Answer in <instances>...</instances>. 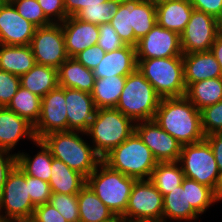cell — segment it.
Masks as SVG:
<instances>
[{"instance_id": "cell-20", "label": "cell", "mask_w": 222, "mask_h": 222, "mask_svg": "<svg viewBox=\"0 0 222 222\" xmlns=\"http://www.w3.org/2000/svg\"><path fill=\"white\" fill-rule=\"evenodd\" d=\"M137 65L136 47L125 45L118 50L106 52L93 73L95 78L127 76L137 69Z\"/></svg>"}, {"instance_id": "cell-48", "label": "cell", "mask_w": 222, "mask_h": 222, "mask_svg": "<svg viewBox=\"0 0 222 222\" xmlns=\"http://www.w3.org/2000/svg\"><path fill=\"white\" fill-rule=\"evenodd\" d=\"M108 0H64V7L67 16H75L85 7L102 6L103 2Z\"/></svg>"}, {"instance_id": "cell-6", "label": "cell", "mask_w": 222, "mask_h": 222, "mask_svg": "<svg viewBox=\"0 0 222 222\" xmlns=\"http://www.w3.org/2000/svg\"><path fill=\"white\" fill-rule=\"evenodd\" d=\"M161 97L137 68L126 76L125 86L116 106L135 123L154 119Z\"/></svg>"}, {"instance_id": "cell-40", "label": "cell", "mask_w": 222, "mask_h": 222, "mask_svg": "<svg viewBox=\"0 0 222 222\" xmlns=\"http://www.w3.org/2000/svg\"><path fill=\"white\" fill-rule=\"evenodd\" d=\"M201 112V127L204 136L222 132V100L204 107Z\"/></svg>"}, {"instance_id": "cell-58", "label": "cell", "mask_w": 222, "mask_h": 222, "mask_svg": "<svg viewBox=\"0 0 222 222\" xmlns=\"http://www.w3.org/2000/svg\"><path fill=\"white\" fill-rule=\"evenodd\" d=\"M6 2V0H0V7Z\"/></svg>"}, {"instance_id": "cell-41", "label": "cell", "mask_w": 222, "mask_h": 222, "mask_svg": "<svg viewBox=\"0 0 222 222\" xmlns=\"http://www.w3.org/2000/svg\"><path fill=\"white\" fill-rule=\"evenodd\" d=\"M26 183H28L31 201L35 206L49 203L52 194L49 182L26 175Z\"/></svg>"}, {"instance_id": "cell-47", "label": "cell", "mask_w": 222, "mask_h": 222, "mask_svg": "<svg viewBox=\"0 0 222 222\" xmlns=\"http://www.w3.org/2000/svg\"><path fill=\"white\" fill-rule=\"evenodd\" d=\"M16 165V152L10 154L9 151L0 149V194L4 188L9 173Z\"/></svg>"}, {"instance_id": "cell-12", "label": "cell", "mask_w": 222, "mask_h": 222, "mask_svg": "<svg viewBox=\"0 0 222 222\" xmlns=\"http://www.w3.org/2000/svg\"><path fill=\"white\" fill-rule=\"evenodd\" d=\"M219 33L214 16L193 9L185 30L180 35L183 54L209 51Z\"/></svg>"}, {"instance_id": "cell-25", "label": "cell", "mask_w": 222, "mask_h": 222, "mask_svg": "<svg viewBox=\"0 0 222 222\" xmlns=\"http://www.w3.org/2000/svg\"><path fill=\"white\" fill-rule=\"evenodd\" d=\"M36 64L30 45L0 44V69L13 75L26 74Z\"/></svg>"}, {"instance_id": "cell-15", "label": "cell", "mask_w": 222, "mask_h": 222, "mask_svg": "<svg viewBox=\"0 0 222 222\" xmlns=\"http://www.w3.org/2000/svg\"><path fill=\"white\" fill-rule=\"evenodd\" d=\"M136 54L137 59L183 56L180 35L156 23L154 27L138 41Z\"/></svg>"}, {"instance_id": "cell-56", "label": "cell", "mask_w": 222, "mask_h": 222, "mask_svg": "<svg viewBox=\"0 0 222 222\" xmlns=\"http://www.w3.org/2000/svg\"><path fill=\"white\" fill-rule=\"evenodd\" d=\"M216 19H217L219 30H220V32H222V9H221L219 16Z\"/></svg>"}, {"instance_id": "cell-3", "label": "cell", "mask_w": 222, "mask_h": 222, "mask_svg": "<svg viewBox=\"0 0 222 222\" xmlns=\"http://www.w3.org/2000/svg\"><path fill=\"white\" fill-rule=\"evenodd\" d=\"M110 168L137 180L149 179L158 161L134 131L102 158Z\"/></svg>"}, {"instance_id": "cell-21", "label": "cell", "mask_w": 222, "mask_h": 222, "mask_svg": "<svg viewBox=\"0 0 222 222\" xmlns=\"http://www.w3.org/2000/svg\"><path fill=\"white\" fill-rule=\"evenodd\" d=\"M182 57L186 88L191 83L222 77L221 67L211 50L183 54Z\"/></svg>"}, {"instance_id": "cell-42", "label": "cell", "mask_w": 222, "mask_h": 222, "mask_svg": "<svg viewBox=\"0 0 222 222\" xmlns=\"http://www.w3.org/2000/svg\"><path fill=\"white\" fill-rule=\"evenodd\" d=\"M20 77L0 69V107H6L20 87Z\"/></svg>"}, {"instance_id": "cell-5", "label": "cell", "mask_w": 222, "mask_h": 222, "mask_svg": "<svg viewBox=\"0 0 222 222\" xmlns=\"http://www.w3.org/2000/svg\"><path fill=\"white\" fill-rule=\"evenodd\" d=\"M136 180L110 168L101 161L86 178V184L115 215L122 216L128 206Z\"/></svg>"}, {"instance_id": "cell-19", "label": "cell", "mask_w": 222, "mask_h": 222, "mask_svg": "<svg viewBox=\"0 0 222 222\" xmlns=\"http://www.w3.org/2000/svg\"><path fill=\"white\" fill-rule=\"evenodd\" d=\"M25 137L32 142L37 140L33 125L9 108L0 107V149L12 153L20 139Z\"/></svg>"}, {"instance_id": "cell-10", "label": "cell", "mask_w": 222, "mask_h": 222, "mask_svg": "<svg viewBox=\"0 0 222 222\" xmlns=\"http://www.w3.org/2000/svg\"><path fill=\"white\" fill-rule=\"evenodd\" d=\"M163 195L149 179L136 180L122 217L127 222L162 220Z\"/></svg>"}, {"instance_id": "cell-32", "label": "cell", "mask_w": 222, "mask_h": 222, "mask_svg": "<svg viewBox=\"0 0 222 222\" xmlns=\"http://www.w3.org/2000/svg\"><path fill=\"white\" fill-rule=\"evenodd\" d=\"M185 97L198 109L216 104L222 100V77L191 83Z\"/></svg>"}, {"instance_id": "cell-1", "label": "cell", "mask_w": 222, "mask_h": 222, "mask_svg": "<svg viewBox=\"0 0 222 222\" xmlns=\"http://www.w3.org/2000/svg\"><path fill=\"white\" fill-rule=\"evenodd\" d=\"M154 120L182 145L205 139L201 112L185 96L161 98Z\"/></svg>"}, {"instance_id": "cell-11", "label": "cell", "mask_w": 222, "mask_h": 222, "mask_svg": "<svg viewBox=\"0 0 222 222\" xmlns=\"http://www.w3.org/2000/svg\"><path fill=\"white\" fill-rule=\"evenodd\" d=\"M36 64L58 69L69 56L60 23L38 27L30 43Z\"/></svg>"}, {"instance_id": "cell-18", "label": "cell", "mask_w": 222, "mask_h": 222, "mask_svg": "<svg viewBox=\"0 0 222 222\" xmlns=\"http://www.w3.org/2000/svg\"><path fill=\"white\" fill-rule=\"evenodd\" d=\"M60 24L69 57H75L86 48L97 44L99 37L98 25L81 21L75 16L67 17Z\"/></svg>"}, {"instance_id": "cell-24", "label": "cell", "mask_w": 222, "mask_h": 222, "mask_svg": "<svg viewBox=\"0 0 222 222\" xmlns=\"http://www.w3.org/2000/svg\"><path fill=\"white\" fill-rule=\"evenodd\" d=\"M199 214L192 208L188 202L187 196V178H184L182 184L163 197L162 220L167 219L176 221H192L198 219Z\"/></svg>"}, {"instance_id": "cell-38", "label": "cell", "mask_w": 222, "mask_h": 222, "mask_svg": "<svg viewBox=\"0 0 222 222\" xmlns=\"http://www.w3.org/2000/svg\"><path fill=\"white\" fill-rule=\"evenodd\" d=\"M17 12L37 28L50 25L52 22L45 16L37 0H9Z\"/></svg>"}, {"instance_id": "cell-53", "label": "cell", "mask_w": 222, "mask_h": 222, "mask_svg": "<svg viewBox=\"0 0 222 222\" xmlns=\"http://www.w3.org/2000/svg\"><path fill=\"white\" fill-rule=\"evenodd\" d=\"M6 222H36L33 216L30 217H19V218H9Z\"/></svg>"}, {"instance_id": "cell-39", "label": "cell", "mask_w": 222, "mask_h": 222, "mask_svg": "<svg viewBox=\"0 0 222 222\" xmlns=\"http://www.w3.org/2000/svg\"><path fill=\"white\" fill-rule=\"evenodd\" d=\"M49 203L55 207L68 222H79L77 194L52 193Z\"/></svg>"}, {"instance_id": "cell-9", "label": "cell", "mask_w": 222, "mask_h": 222, "mask_svg": "<svg viewBox=\"0 0 222 222\" xmlns=\"http://www.w3.org/2000/svg\"><path fill=\"white\" fill-rule=\"evenodd\" d=\"M35 207L29 195L26 174L16 165L9 173L0 194V218L30 217L33 216Z\"/></svg>"}, {"instance_id": "cell-28", "label": "cell", "mask_w": 222, "mask_h": 222, "mask_svg": "<svg viewBox=\"0 0 222 222\" xmlns=\"http://www.w3.org/2000/svg\"><path fill=\"white\" fill-rule=\"evenodd\" d=\"M20 85L42 98L58 86L57 69L35 64L26 74L20 76Z\"/></svg>"}, {"instance_id": "cell-51", "label": "cell", "mask_w": 222, "mask_h": 222, "mask_svg": "<svg viewBox=\"0 0 222 222\" xmlns=\"http://www.w3.org/2000/svg\"><path fill=\"white\" fill-rule=\"evenodd\" d=\"M210 50L214 54L215 59L218 61L222 70V32L216 36Z\"/></svg>"}, {"instance_id": "cell-26", "label": "cell", "mask_w": 222, "mask_h": 222, "mask_svg": "<svg viewBox=\"0 0 222 222\" xmlns=\"http://www.w3.org/2000/svg\"><path fill=\"white\" fill-rule=\"evenodd\" d=\"M33 144L41 150L33 158L28 153L18 151L17 165L26 175L49 182L53 158L51 151L42 140H36Z\"/></svg>"}, {"instance_id": "cell-8", "label": "cell", "mask_w": 222, "mask_h": 222, "mask_svg": "<svg viewBox=\"0 0 222 222\" xmlns=\"http://www.w3.org/2000/svg\"><path fill=\"white\" fill-rule=\"evenodd\" d=\"M177 162L185 178L195 180L214 190L220 170L212 148L205 139L198 143L182 145Z\"/></svg>"}, {"instance_id": "cell-36", "label": "cell", "mask_w": 222, "mask_h": 222, "mask_svg": "<svg viewBox=\"0 0 222 222\" xmlns=\"http://www.w3.org/2000/svg\"><path fill=\"white\" fill-rule=\"evenodd\" d=\"M187 196L188 202L192 208L200 214L216 203L214 190L206 185L200 184L195 180L187 178Z\"/></svg>"}, {"instance_id": "cell-27", "label": "cell", "mask_w": 222, "mask_h": 222, "mask_svg": "<svg viewBox=\"0 0 222 222\" xmlns=\"http://www.w3.org/2000/svg\"><path fill=\"white\" fill-rule=\"evenodd\" d=\"M49 184L52 193L78 194L86 185V178L53 157Z\"/></svg>"}, {"instance_id": "cell-14", "label": "cell", "mask_w": 222, "mask_h": 222, "mask_svg": "<svg viewBox=\"0 0 222 222\" xmlns=\"http://www.w3.org/2000/svg\"><path fill=\"white\" fill-rule=\"evenodd\" d=\"M135 132L158 162H177L182 144L164 131L154 119L135 123Z\"/></svg>"}, {"instance_id": "cell-46", "label": "cell", "mask_w": 222, "mask_h": 222, "mask_svg": "<svg viewBox=\"0 0 222 222\" xmlns=\"http://www.w3.org/2000/svg\"><path fill=\"white\" fill-rule=\"evenodd\" d=\"M33 217L36 222H68L50 203L36 206Z\"/></svg>"}, {"instance_id": "cell-59", "label": "cell", "mask_w": 222, "mask_h": 222, "mask_svg": "<svg viewBox=\"0 0 222 222\" xmlns=\"http://www.w3.org/2000/svg\"><path fill=\"white\" fill-rule=\"evenodd\" d=\"M0 222H6V219L0 218Z\"/></svg>"}, {"instance_id": "cell-16", "label": "cell", "mask_w": 222, "mask_h": 222, "mask_svg": "<svg viewBox=\"0 0 222 222\" xmlns=\"http://www.w3.org/2000/svg\"><path fill=\"white\" fill-rule=\"evenodd\" d=\"M36 28L9 0L0 7V44L30 45Z\"/></svg>"}, {"instance_id": "cell-23", "label": "cell", "mask_w": 222, "mask_h": 222, "mask_svg": "<svg viewBox=\"0 0 222 222\" xmlns=\"http://www.w3.org/2000/svg\"><path fill=\"white\" fill-rule=\"evenodd\" d=\"M193 9L189 0H174L160 4L156 6L157 24L181 35Z\"/></svg>"}, {"instance_id": "cell-35", "label": "cell", "mask_w": 222, "mask_h": 222, "mask_svg": "<svg viewBox=\"0 0 222 222\" xmlns=\"http://www.w3.org/2000/svg\"><path fill=\"white\" fill-rule=\"evenodd\" d=\"M121 0H108L102 6L85 7L75 17L81 21L95 25L110 23L111 18L117 13Z\"/></svg>"}, {"instance_id": "cell-45", "label": "cell", "mask_w": 222, "mask_h": 222, "mask_svg": "<svg viewBox=\"0 0 222 222\" xmlns=\"http://www.w3.org/2000/svg\"><path fill=\"white\" fill-rule=\"evenodd\" d=\"M106 52L99 46L93 45L75 56L76 60L86 68L93 70L103 59Z\"/></svg>"}, {"instance_id": "cell-34", "label": "cell", "mask_w": 222, "mask_h": 222, "mask_svg": "<svg viewBox=\"0 0 222 222\" xmlns=\"http://www.w3.org/2000/svg\"><path fill=\"white\" fill-rule=\"evenodd\" d=\"M41 100V97L20 86L6 107L34 126L40 116Z\"/></svg>"}, {"instance_id": "cell-50", "label": "cell", "mask_w": 222, "mask_h": 222, "mask_svg": "<svg viewBox=\"0 0 222 222\" xmlns=\"http://www.w3.org/2000/svg\"><path fill=\"white\" fill-rule=\"evenodd\" d=\"M214 153L218 168L222 172V132L212 133L205 136Z\"/></svg>"}, {"instance_id": "cell-30", "label": "cell", "mask_w": 222, "mask_h": 222, "mask_svg": "<svg viewBox=\"0 0 222 222\" xmlns=\"http://www.w3.org/2000/svg\"><path fill=\"white\" fill-rule=\"evenodd\" d=\"M125 82L126 76L96 78L91 93L95 107L97 109L116 108Z\"/></svg>"}, {"instance_id": "cell-22", "label": "cell", "mask_w": 222, "mask_h": 222, "mask_svg": "<svg viewBox=\"0 0 222 222\" xmlns=\"http://www.w3.org/2000/svg\"><path fill=\"white\" fill-rule=\"evenodd\" d=\"M58 85L92 93L95 76L93 70L79 63L75 57H69L57 69Z\"/></svg>"}, {"instance_id": "cell-31", "label": "cell", "mask_w": 222, "mask_h": 222, "mask_svg": "<svg viewBox=\"0 0 222 222\" xmlns=\"http://www.w3.org/2000/svg\"><path fill=\"white\" fill-rule=\"evenodd\" d=\"M130 9L131 26L135 37L140 40L157 23L156 6L148 0H121Z\"/></svg>"}, {"instance_id": "cell-7", "label": "cell", "mask_w": 222, "mask_h": 222, "mask_svg": "<svg viewBox=\"0 0 222 222\" xmlns=\"http://www.w3.org/2000/svg\"><path fill=\"white\" fill-rule=\"evenodd\" d=\"M137 62V68L161 98L185 96L186 84L182 56L137 59Z\"/></svg>"}, {"instance_id": "cell-29", "label": "cell", "mask_w": 222, "mask_h": 222, "mask_svg": "<svg viewBox=\"0 0 222 222\" xmlns=\"http://www.w3.org/2000/svg\"><path fill=\"white\" fill-rule=\"evenodd\" d=\"M77 200L79 222H105L115 216L87 184L77 194Z\"/></svg>"}, {"instance_id": "cell-54", "label": "cell", "mask_w": 222, "mask_h": 222, "mask_svg": "<svg viewBox=\"0 0 222 222\" xmlns=\"http://www.w3.org/2000/svg\"><path fill=\"white\" fill-rule=\"evenodd\" d=\"M105 222H127L122 216L115 215L112 219Z\"/></svg>"}, {"instance_id": "cell-55", "label": "cell", "mask_w": 222, "mask_h": 222, "mask_svg": "<svg viewBox=\"0 0 222 222\" xmlns=\"http://www.w3.org/2000/svg\"><path fill=\"white\" fill-rule=\"evenodd\" d=\"M148 1L151 2L155 6H158L160 4H163L169 1H174V0H148Z\"/></svg>"}, {"instance_id": "cell-17", "label": "cell", "mask_w": 222, "mask_h": 222, "mask_svg": "<svg viewBox=\"0 0 222 222\" xmlns=\"http://www.w3.org/2000/svg\"><path fill=\"white\" fill-rule=\"evenodd\" d=\"M68 131L86 132L92 124L97 108L90 93L65 88Z\"/></svg>"}, {"instance_id": "cell-4", "label": "cell", "mask_w": 222, "mask_h": 222, "mask_svg": "<svg viewBox=\"0 0 222 222\" xmlns=\"http://www.w3.org/2000/svg\"><path fill=\"white\" fill-rule=\"evenodd\" d=\"M135 131V122L116 108L97 109L94 120L86 131L96 153L103 158Z\"/></svg>"}, {"instance_id": "cell-43", "label": "cell", "mask_w": 222, "mask_h": 222, "mask_svg": "<svg viewBox=\"0 0 222 222\" xmlns=\"http://www.w3.org/2000/svg\"><path fill=\"white\" fill-rule=\"evenodd\" d=\"M105 52H112L125 46V43L120 39L116 30L110 23L99 25V37L97 41Z\"/></svg>"}, {"instance_id": "cell-33", "label": "cell", "mask_w": 222, "mask_h": 222, "mask_svg": "<svg viewBox=\"0 0 222 222\" xmlns=\"http://www.w3.org/2000/svg\"><path fill=\"white\" fill-rule=\"evenodd\" d=\"M185 178L178 162H158L149 180L163 197L182 184Z\"/></svg>"}, {"instance_id": "cell-13", "label": "cell", "mask_w": 222, "mask_h": 222, "mask_svg": "<svg viewBox=\"0 0 222 222\" xmlns=\"http://www.w3.org/2000/svg\"><path fill=\"white\" fill-rule=\"evenodd\" d=\"M65 88L57 86L49 91L41 100V112L37 123L33 126L37 140L53 132L68 131Z\"/></svg>"}, {"instance_id": "cell-2", "label": "cell", "mask_w": 222, "mask_h": 222, "mask_svg": "<svg viewBox=\"0 0 222 222\" xmlns=\"http://www.w3.org/2000/svg\"><path fill=\"white\" fill-rule=\"evenodd\" d=\"M80 135L85 136L86 132L72 130L53 132L41 140L50 149L52 157L61 160L69 168L87 178L97 168L102 158Z\"/></svg>"}, {"instance_id": "cell-37", "label": "cell", "mask_w": 222, "mask_h": 222, "mask_svg": "<svg viewBox=\"0 0 222 222\" xmlns=\"http://www.w3.org/2000/svg\"><path fill=\"white\" fill-rule=\"evenodd\" d=\"M110 24L125 45L137 46L139 40L135 37L131 26L130 9L122 2L119 5L117 13L111 18Z\"/></svg>"}, {"instance_id": "cell-57", "label": "cell", "mask_w": 222, "mask_h": 222, "mask_svg": "<svg viewBox=\"0 0 222 222\" xmlns=\"http://www.w3.org/2000/svg\"><path fill=\"white\" fill-rule=\"evenodd\" d=\"M133 222H166L164 220H147V221H133Z\"/></svg>"}, {"instance_id": "cell-49", "label": "cell", "mask_w": 222, "mask_h": 222, "mask_svg": "<svg viewBox=\"0 0 222 222\" xmlns=\"http://www.w3.org/2000/svg\"><path fill=\"white\" fill-rule=\"evenodd\" d=\"M194 9L217 18L222 9V0H189Z\"/></svg>"}, {"instance_id": "cell-52", "label": "cell", "mask_w": 222, "mask_h": 222, "mask_svg": "<svg viewBox=\"0 0 222 222\" xmlns=\"http://www.w3.org/2000/svg\"><path fill=\"white\" fill-rule=\"evenodd\" d=\"M214 197L216 202L222 201V172H220L217 184L214 188Z\"/></svg>"}, {"instance_id": "cell-44", "label": "cell", "mask_w": 222, "mask_h": 222, "mask_svg": "<svg viewBox=\"0 0 222 222\" xmlns=\"http://www.w3.org/2000/svg\"><path fill=\"white\" fill-rule=\"evenodd\" d=\"M45 16L52 23H62L68 16L64 7V0H37Z\"/></svg>"}]
</instances>
